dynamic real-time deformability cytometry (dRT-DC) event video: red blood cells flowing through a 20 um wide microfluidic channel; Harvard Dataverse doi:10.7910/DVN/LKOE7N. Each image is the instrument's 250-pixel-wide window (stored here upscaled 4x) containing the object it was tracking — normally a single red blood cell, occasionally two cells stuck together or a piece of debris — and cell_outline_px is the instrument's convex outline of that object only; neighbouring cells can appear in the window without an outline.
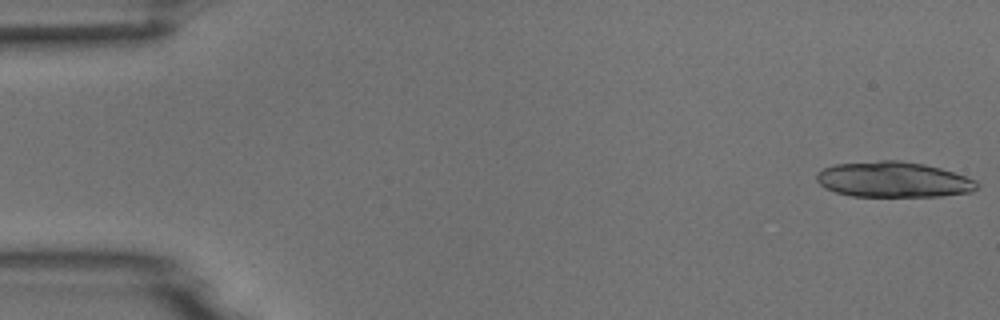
{"species": "common noctule bat (a hibernating species)", "species_latin": "Nyctalus noctula", "temperature_condition": "room temperature", "stored_images_in_passage": 19, "camera_frame_rate_fps": 3000, "um_per_image_px": 0.085, "animal": {"sex": "male", "body_mass_g": 18.8}, "frame": {"image": 1, "passage_image": 1, "time_ms": 0.0, "image_size_px": [1000, 320], "cell_outline_px": [[980, 188], [972, 192], [940, 196], [852, 196], [836, 192], [824, 188], [816, 180], [816, 172], [824, 168], [836, 164], [880, 160], [900, 160], [924, 164], [940, 168], [976, 180], [980, 184]], "centroid_in_image_um": [75.94, 15.26], "position_along_channel_um": 9.1, "area_um2": 33.35}}
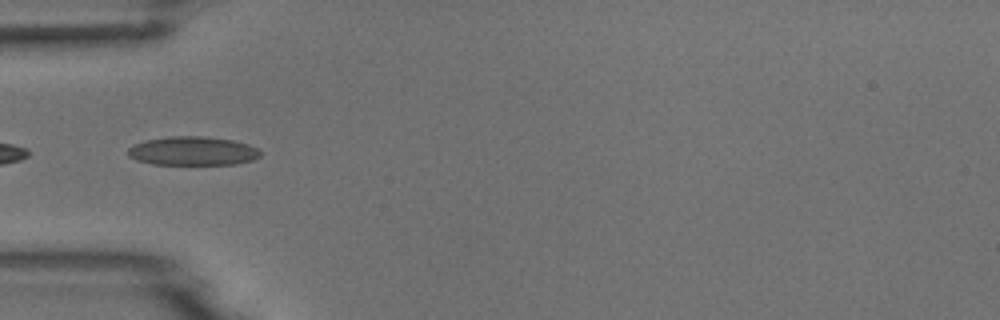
{"frame": {"image": 2, "passage_image": 17, "time_ms": 5.333, "image_size_px": [1000, 320], "cell_outline_px": [[260, 156], [252, 160], [236, 164], [152, 164], [136, 160], [128, 156], [128, 148], [136, 144], [148, 140], [168, 136], [204, 136], [232, 140], [248, 144], [256, 148], [260, 152]], "centroid_in_image_um": [16.38, 12.83], "position_along_channel_um": 68.6, "area_um2": 22.08}}